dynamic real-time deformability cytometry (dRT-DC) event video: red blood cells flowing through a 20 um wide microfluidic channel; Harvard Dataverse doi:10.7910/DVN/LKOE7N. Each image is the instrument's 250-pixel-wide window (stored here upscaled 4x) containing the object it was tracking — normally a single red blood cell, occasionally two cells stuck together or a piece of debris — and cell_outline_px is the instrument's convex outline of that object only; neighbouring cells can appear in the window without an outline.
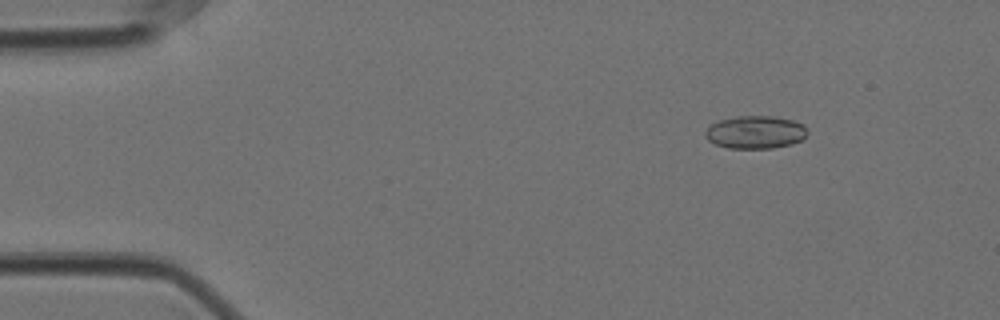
{"species": "Egyptian fruit bat (a non-hibernating species)", "species_latin": "Rousettus aegyptiacus", "temperature_condition": "cold", "stored_images_in_passage": 58, "camera_frame_rate_fps": 3000, "um_per_image_px": 0.085, "animal": {"sex": "female"}, "frame": {"image": 1, "passage_image": 8, "time_ms": 2.333, "image_size_px": [1000, 320], "cell_outline_px": [[808, 132], [804, 140], [792, 144], [772, 148], [728, 148], [716, 144], [708, 140], [704, 136], [704, 132], [712, 124], [720, 120], [736, 116], [772, 116], [792, 120], [804, 124]], "centroid_in_image_um": [64.24, 11.24], "position_along_channel_um": 20.8, "area_um2": 19.65}}
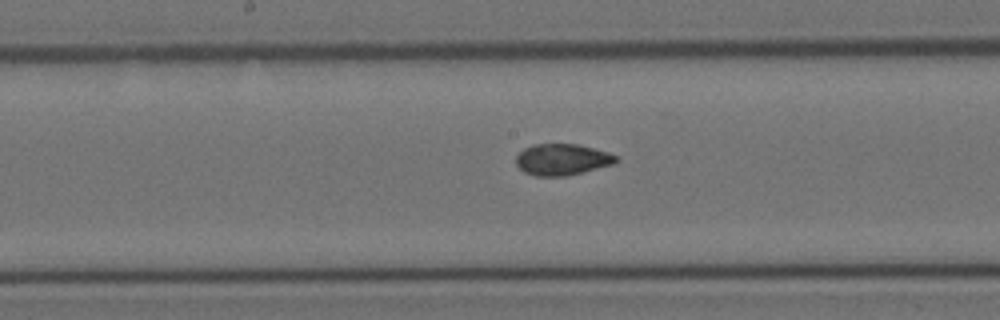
{"frame": {"image": 2, "passage_image": 30, "time_ms": 9.667, "image_size_px": [1000, 320], "cell_outline_px": [[620, 160], [616, 164], [568, 176], [536, 176], [524, 172], [516, 164], [516, 156], [524, 148], [532, 144], [576, 144], [608, 152], [620, 156]], "centroid_in_image_um": [47.83, 13.57], "position_along_channel_um": 200.4, "area_um2": 18.55}}
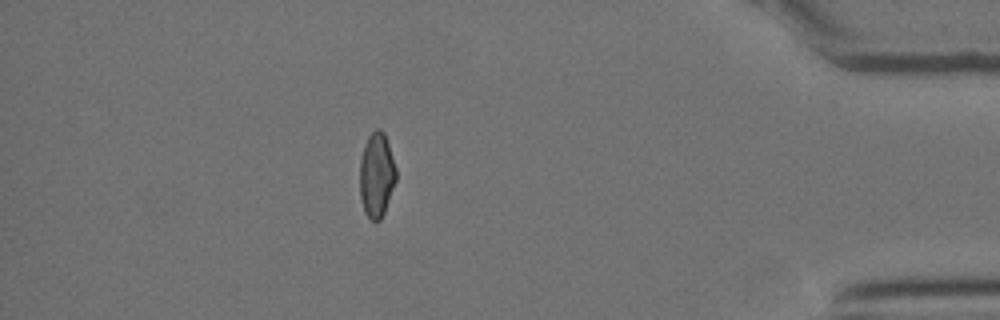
{"frame": {"image": 3, "passage_image": 51, "time_ms": 16.667, "image_size_px": [1000, 320], "cell_outline_px": [[396, 180], [384, 212], [380, 220], [372, 220], [364, 212], [360, 196], [360, 160], [368, 136], [376, 128], [380, 128], [384, 132], [396, 168]], "centroid_in_image_um": [32.01, 14.86], "position_along_channel_um": 403.2, "area_um2": 17.69}, "authors_computed_cell_mechanics": {"area_um2": 18.6116, "velocity_mm_per_s": 3.5382, "shape_relaxation_time_tau1_ms": 10.6319, "shape_relaxation_time_tau2_ms": 2.1793, "deformation_change_tau1": 0.1729, "deformation_change_tau2": 0.0511}}